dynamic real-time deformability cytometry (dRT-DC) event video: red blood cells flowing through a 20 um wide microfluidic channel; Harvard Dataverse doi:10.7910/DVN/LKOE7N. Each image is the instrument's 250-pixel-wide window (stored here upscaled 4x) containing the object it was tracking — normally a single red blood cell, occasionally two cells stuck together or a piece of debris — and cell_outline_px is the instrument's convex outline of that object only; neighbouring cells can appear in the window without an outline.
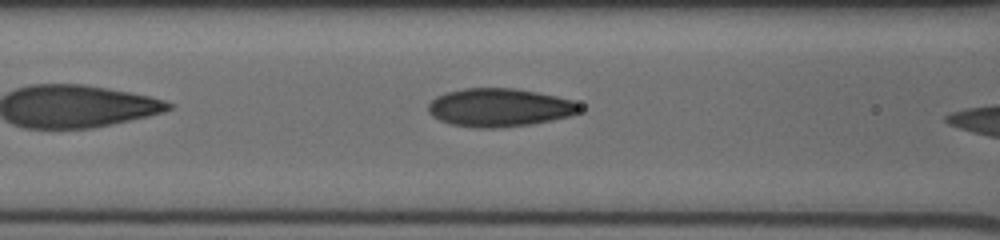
{"species": "human", "species_latin": "Homo sapiens", "temperature_condition": "cold", "stored_images_in_passage": 40, "camera_frame_rate_fps": 3000, "um_per_image_px": 0.085, "donor": {"sex": "male"}, "frame": {"image": 1, "passage_image": 18, "time_ms": 5.667, "image_size_px": [1000, 240], "cell_outline_px": [[580, 112], [568, 116], [532, 124], [492, 128], [480, 128], [452, 124], [440, 120], [432, 116], [428, 112], [428, 104], [436, 96], [448, 92], [464, 88], [516, 88], [556, 96], [572, 100], [580, 104]], "centroid_in_image_um": [42.44, 9.13], "position_along_channel_um": 124.2, "area_um2": 33.58}}
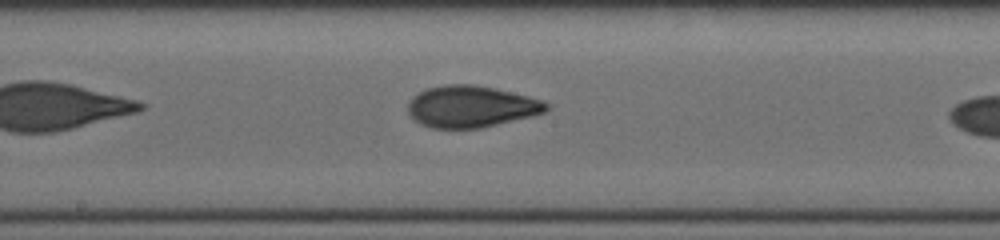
{"frame": {"image": 2, "passage_image": 24, "time_ms": 7.667, "image_size_px": [1000, 240], "cell_outline_px": [[552, 104], [544, 112], [532, 116], [480, 128], [432, 128], [420, 124], [408, 112], [408, 104], [420, 92], [428, 88], [444, 84], [472, 84], [496, 88], [544, 100]], "centroid_in_image_um": [40.1, 9.05], "position_along_channel_um": 208.1, "area_um2": 33.47}}
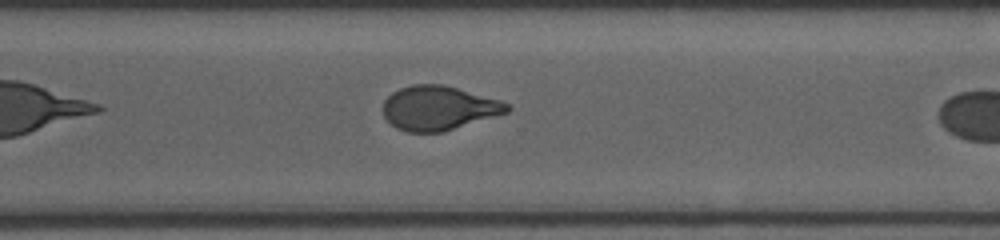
{"frame": {"image": 3, "passage_image": 33, "time_ms": 10.667, "image_size_px": [1000, 240], "cell_outline_px": [[512, 108], [508, 112], [440, 132], [408, 132], [396, 128], [384, 116], [384, 100], [392, 92], [400, 88], [412, 84], [440, 84], [456, 88], [496, 100], [508, 104]], "centroid_in_image_um": [37.23, 9.18], "position_along_channel_um": 333.4, "area_um2": 31.27}}